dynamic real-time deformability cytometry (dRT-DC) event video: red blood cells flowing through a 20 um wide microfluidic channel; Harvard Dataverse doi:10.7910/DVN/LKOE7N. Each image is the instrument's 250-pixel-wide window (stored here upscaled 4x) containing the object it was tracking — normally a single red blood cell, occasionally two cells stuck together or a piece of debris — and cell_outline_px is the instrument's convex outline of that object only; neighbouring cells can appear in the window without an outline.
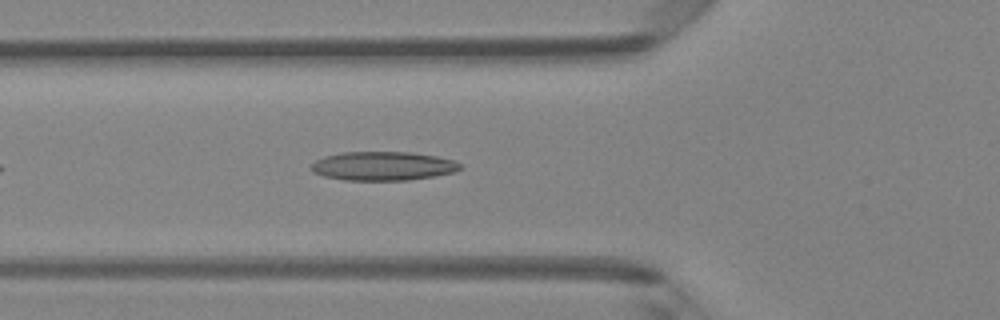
{"species": "Egyptian fruit bat (a non-hibernating species)", "species_latin": "Rousettus aegyptiacus", "temperature_condition": "room temperature", "stored_images_in_passage": 9, "camera_frame_rate_fps": 3000, "um_per_image_px": 0.085, "animal": {"sex": "female"}, "frame": {"image": 1, "passage_image": 6, "time_ms": 1.667, "image_size_px": [1000, 320], "cell_outline_px": [[460, 168], [452, 172], [436, 176], [408, 180], [344, 180], [324, 176], [312, 172], [312, 164], [316, 160], [324, 156], [340, 152], [408, 152], [436, 156], [452, 160], [460, 164]], "centroid_in_image_um": [32.51, 14.11], "position_along_channel_um": 93.3, "area_um2": 24.91}}